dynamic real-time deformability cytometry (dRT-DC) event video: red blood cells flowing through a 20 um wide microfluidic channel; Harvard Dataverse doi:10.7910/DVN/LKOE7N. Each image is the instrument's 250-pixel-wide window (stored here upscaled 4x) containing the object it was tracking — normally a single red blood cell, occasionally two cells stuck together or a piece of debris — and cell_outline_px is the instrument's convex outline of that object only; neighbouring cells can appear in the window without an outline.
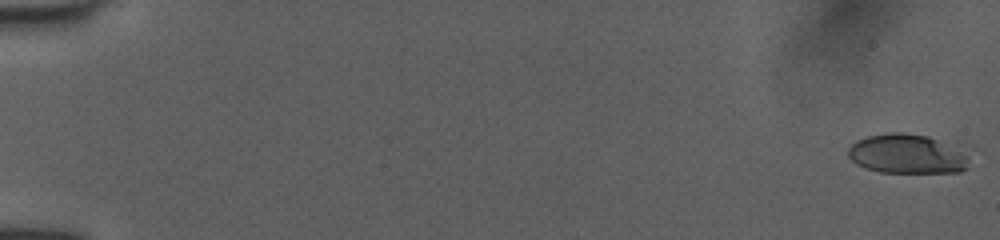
{"species": "human", "species_latin": "Homo sapiens", "temperature_condition": "room temperature", "stored_images_in_passage": 9, "camera_frame_rate_fps": 3000, "um_per_image_px": 0.085, "donor": {"sex": "female"}, "frame": {"image": 1, "passage_image": 1, "time_ms": 0.0, "image_size_px": [1000, 240], "cell_outline_px": [[968, 168], [960, 172], [880, 172], [864, 168], [856, 164], [848, 156], [848, 148], [856, 140], [868, 136], [888, 132], [904, 132], [928, 136], [968, 156]], "centroid_in_image_um": [77.01, 13.09], "position_along_channel_um": 8.0, "area_um2": 27.4}}